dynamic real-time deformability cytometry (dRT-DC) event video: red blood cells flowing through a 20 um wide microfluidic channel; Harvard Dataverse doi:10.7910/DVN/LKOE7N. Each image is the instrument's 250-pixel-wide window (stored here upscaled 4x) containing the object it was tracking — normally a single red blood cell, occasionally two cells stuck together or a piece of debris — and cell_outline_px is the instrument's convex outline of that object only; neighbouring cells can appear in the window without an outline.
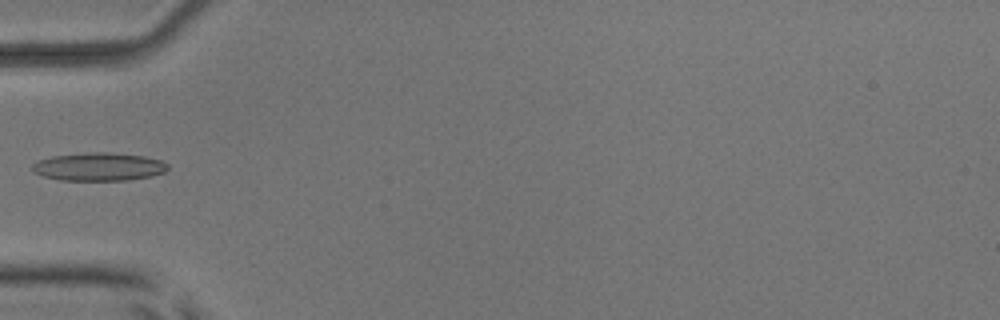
{"species": "common noctule bat (a hibernating species)", "species_latin": "Nyctalus noctula", "temperature_condition": "room temperature", "stored_images_in_passage": 7, "camera_frame_rate_fps": 3000, "um_per_image_px": 0.085, "animal": {"sex": "male", "body_mass_g": 17.9, "forearm_length_mm": 54.2}, "frame": {"image": 1, "passage_image": 5, "time_ms": 1.333, "image_size_px": [1000, 320], "cell_outline_px": [[168, 168], [164, 172], [152, 176], [128, 180], [60, 180], [44, 176], [32, 172], [32, 164], [40, 160], [52, 156], [92, 152], [108, 152], [144, 156], [160, 160], [168, 164]], "centroid_in_image_um": [8.4, 14.17], "position_along_channel_um": 76.6, "area_um2": 22.14}}